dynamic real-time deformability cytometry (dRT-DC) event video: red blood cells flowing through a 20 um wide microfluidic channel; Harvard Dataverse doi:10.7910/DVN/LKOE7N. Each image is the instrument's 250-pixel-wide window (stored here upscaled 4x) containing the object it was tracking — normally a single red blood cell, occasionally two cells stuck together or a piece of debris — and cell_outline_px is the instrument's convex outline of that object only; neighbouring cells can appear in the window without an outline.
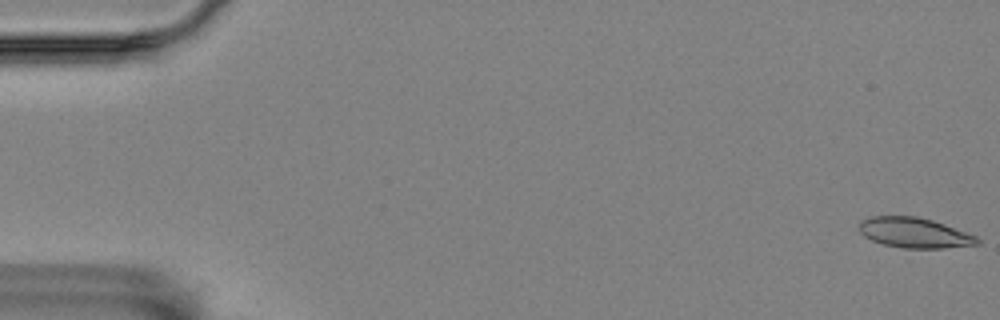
{"species": "Egyptian fruit bat (a non-hibernating species)", "species_latin": "Rousettus aegyptiacus", "temperature_condition": "room temperature", "stored_images_in_passage": 55, "camera_frame_rate_fps": 3000, "um_per_image_px": 0.085, "animal": {"sex": "female"}, "frame": {"image": 1, "passage_image": 1, "time_ms": 0.0, "image_size_px": [1000, 320], "cell_outline_px": [[980, 244], [944, 248], [904, 248], [884, 244], [872, 240], [864, 236], [860, 232], [860, 220], [872, 216], [916, 216], [932, 220], [944, 224], [976, 236], [980, 240]], "centroid_in_image_um": [77.72, 19.78], "position_along_channel_um": 7.3, "area_um2": 20.63}}
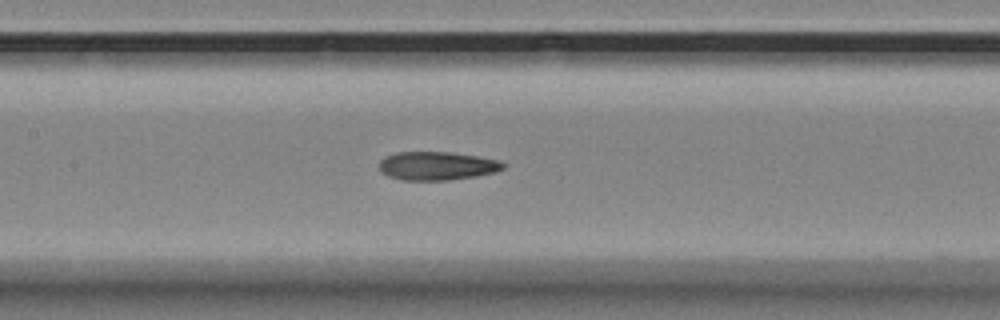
{"frame": {"image": 2, "passage_image": 27, "time_ms": 8.667, "image_size_px": [1000, 320], "cell_outline_px": [[504, 168], [492, 172], [476, 176], [448, 180], [400, 180], [388, 176], [380, 172], [380, 160], [384, 156], [396, 152], [452, 152], [500, 160], [504, 164]], "centroid_in_image_um": [37.09, 14.09], "position_along_channel_um": 170.3, "area_um2": 20.58}}
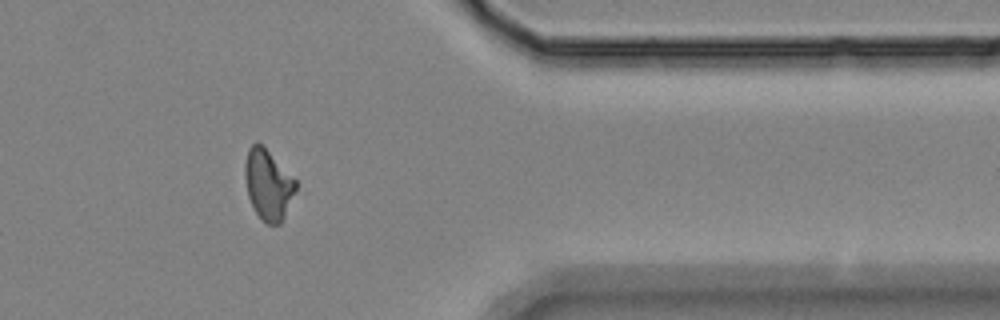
{"frame": {"image": 3, "passage_image": 47, "time_ms": 15.333, "image_size_px": [1000, 320], "cell_outline_px": [[296, 188], [284, 216], [280, 224], [264, 224], [256, 212], [248, 196], [244, 176], [244, 164], [248, 148], [256, 140], [296, 180]], "centroid_in_image_um": [22.75, 15.7], "position_along_channel_um": 388.6, "area_um2": 20.46}}